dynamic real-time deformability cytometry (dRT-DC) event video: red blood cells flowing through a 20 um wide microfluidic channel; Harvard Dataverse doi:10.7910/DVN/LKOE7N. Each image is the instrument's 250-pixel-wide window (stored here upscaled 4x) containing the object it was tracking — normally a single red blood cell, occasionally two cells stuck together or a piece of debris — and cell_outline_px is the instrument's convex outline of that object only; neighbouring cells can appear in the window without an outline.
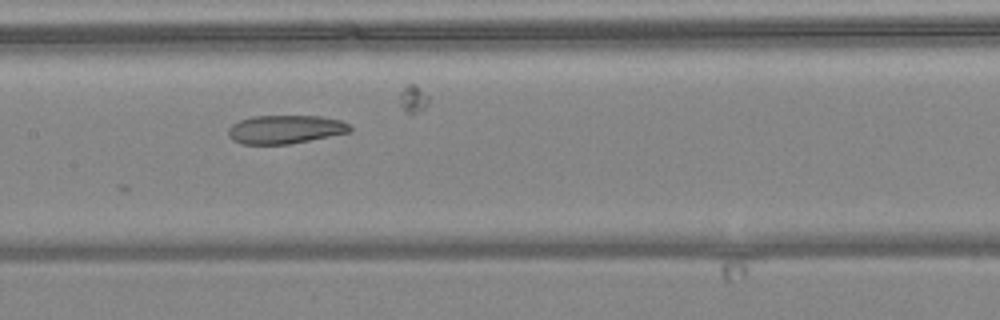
{"species": "common noctule bat (a hibernating species)", "species_latin": "Nyctalus noctula", "temperature_condition": "warm", "stored_images_in_passage": 10, "camera_frame_rate_fps": 3000, "um_per_image_px": 0.085, "animal": {"sex": "female", "body_mass_g": 24.6, "forearm_length_mm": 56.2}, "frame": {"image": 1, "passage_image": 7, "time_ms": 8.0, "image_size_px": [1000, 320], "cell_outline_px": [[352, 132], [288, 144], [244, 144], [232, 140], [228, 136], [228, 128], [232, 124], [240, 120], [252, 116], [320, 116], [340, 120], [348, 124], [352, 128]], "centroid_in_image_um": [24.24, 10.99], "position_along_channel_um": 183.2, "area_um2": 20.23}}
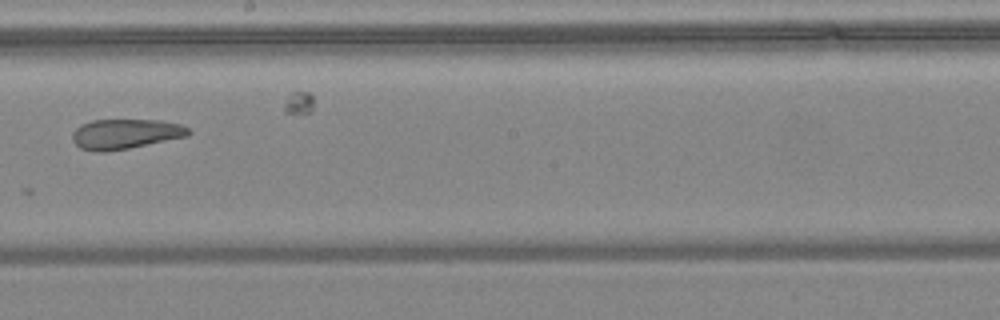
{"frame": {"image": 2, "passage_image": 8, "time_ms": 9.333, "image_size_px": [1000, 320], "cell_outline_px": [[192, 132], [188, 136], [128, 148], [104, 152], [96, 152], [80, 148], [72, 140], [72, 132], [80, 124], [92, 120], [160, 120], [180, 124], [188, 128]], "centroid_in_image_um": [10.63, 11.38], "position_along_channel_um": 237.6, "area_um2": 20.29}}
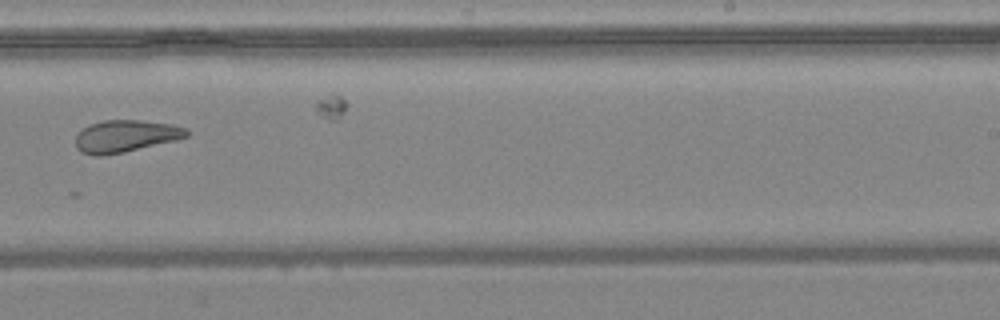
{"frame": {"image": 3, "passage_image": 9, "time_ms": 10.333, "image_size_px": [1000, 320], "cell_outline_px": [[188, 136], [176, 140], [124, 152], [100, 156], [96, 156], [80, 152], [76, 148], [76, 132], [88, 124], [104, 120], [140, 120], [172, 124], [188, 128]], "centroid_in_image_um": [10.64, 11.56], "position_along_channel_um": 278.4, "area_um2": 20.98}}